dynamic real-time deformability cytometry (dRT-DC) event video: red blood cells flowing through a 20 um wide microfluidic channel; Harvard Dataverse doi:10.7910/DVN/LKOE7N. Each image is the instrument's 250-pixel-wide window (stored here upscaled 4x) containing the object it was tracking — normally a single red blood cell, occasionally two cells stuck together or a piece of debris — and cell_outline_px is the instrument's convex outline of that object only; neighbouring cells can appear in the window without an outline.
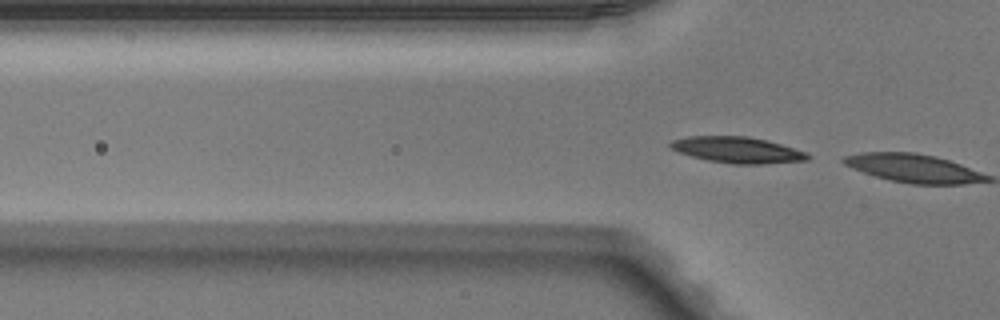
{"species": "Egyptian fruit bat (a non-hibernating species)", "species_latin": "Rousettus aegyptiacus", "temperature_condition": "warm", "stored_images_in_passage": 7, "camera_frame_rate_fps": 3000, "um_per_image_px": 0.085, "animal": {"sex": "male"}, "frame": {"image": 1, "passage_image": 7, "time_ms": 2.0, "image_size_px": [1000, 320], "cell_outline_px": [[812, 156], [808, 160], [764, 164], [732, 164], [708, 160], [692, 156], [680, 152], [672, 148], [668, 144], [672, 140], [688, 136], [748, 136], [768, 140], [804, 152]], "centroid_in_image_um": [62.68, 12.74], "position_along_channel_um": 63.1, "area_um2": 20.75}}